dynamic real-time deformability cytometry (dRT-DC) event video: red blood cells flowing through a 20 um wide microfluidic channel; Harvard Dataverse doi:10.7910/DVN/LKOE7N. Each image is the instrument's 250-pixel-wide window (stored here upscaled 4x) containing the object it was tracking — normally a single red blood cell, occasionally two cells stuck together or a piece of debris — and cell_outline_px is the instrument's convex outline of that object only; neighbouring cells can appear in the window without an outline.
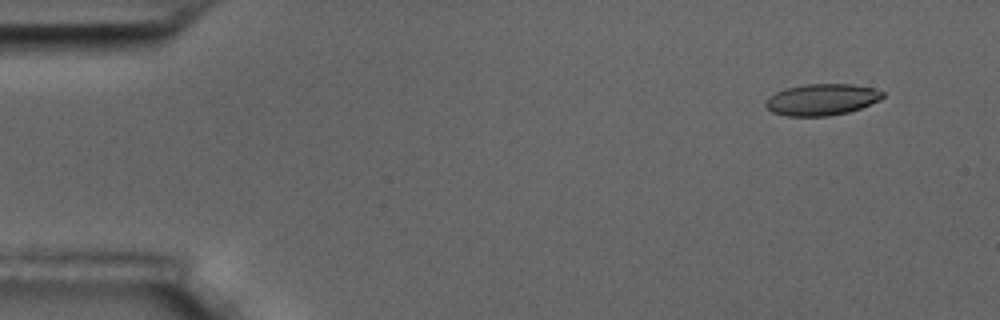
{"species": "common noctule bat (a hibernating species)", "species_latin": "Nyctalus noctula", "temperature_condition": "room temperature", "stored_images_in_passage": 14, "camera_frame_rate_fps": 3000, "um_per_image_px": 0.085, "animal": {"sex": "male", "body_mass_g": 17.5, "forearm_length_mm": 52.3}, "frame": {"image": 1, "passage_image": 1, "time_ms": 0.0, "image_size_px": [1000, 320], "cell_outline_px": [[884, 96], [880, 100], [860, 108], [848, 112], [828, 116], [784, 116], [772, 112], [764, 104], [768, 96], [776, 92], [788, 88], [804, 84], [852, 84], [872, 88], [884, 92]], "centroid_in_image_um": [69.83, 8.47], "position_along_channel_um": 15.2, "area_um2": 21.44}}
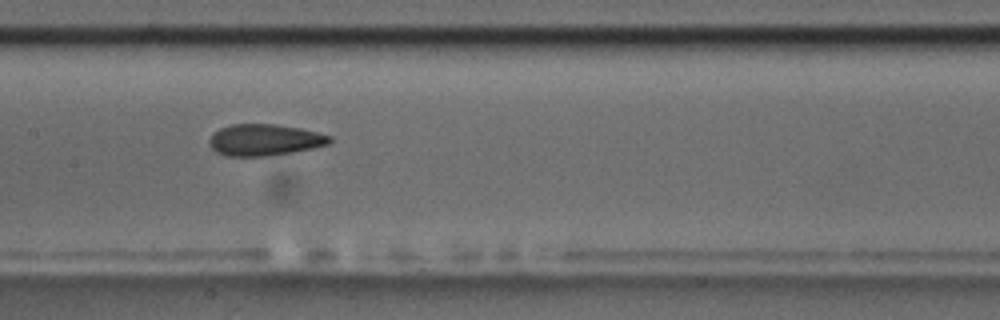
{"frame": {"image": 2, "passage_image": 7, "time_ms": 7.667, "image_size_px": [1000, 320], "cell_outline_px": [[332, 140], [328, 144], [312, 148], [292, 152], [268, 156], [224, 156], [216, 152], [208, 144], [208, 140], [212, 132], [220, 128], [232, 124], [276, 124], [300, 128], [332, 136]], "centroid_in_image_um": [22.44, 11.89], "position_along_channel_um": 185.0, "area_um2": 22.25}}
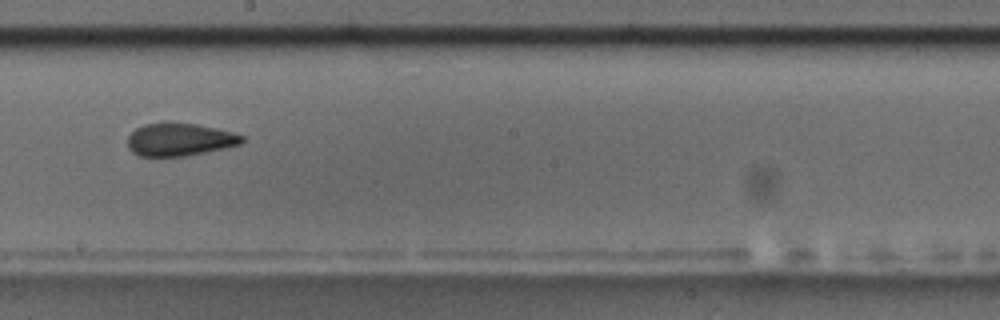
{"frame": {"image": 3, "passage_image": 8, "time_ms": 9.0, "image_size_px": [1000, 320], "cell_outline_px": [[244, 140], [240, 144], [224, 148], [184, 156], [140, 156], [132, 152], [128, 148], [128, 136], [136, 128], [144, 124], [196, 124], [216, 128], [232, 132], [244, 136]], "centroid_in_image_um": [15.26, 11.88], "position_along_channel_um": 232.9, "area_um2": 21.39}, "authors_computed_cell_mechanics": {"area_um2": 22.2819, "velocity_mm_per_s": 3.6216, "shape_relaxation_time_tau1_ms": null, "shape_relaxation_time_tau2_ms": 2.0909, "deformation_change_tau1": null, "deformation_change_tau2": 0.0823}}